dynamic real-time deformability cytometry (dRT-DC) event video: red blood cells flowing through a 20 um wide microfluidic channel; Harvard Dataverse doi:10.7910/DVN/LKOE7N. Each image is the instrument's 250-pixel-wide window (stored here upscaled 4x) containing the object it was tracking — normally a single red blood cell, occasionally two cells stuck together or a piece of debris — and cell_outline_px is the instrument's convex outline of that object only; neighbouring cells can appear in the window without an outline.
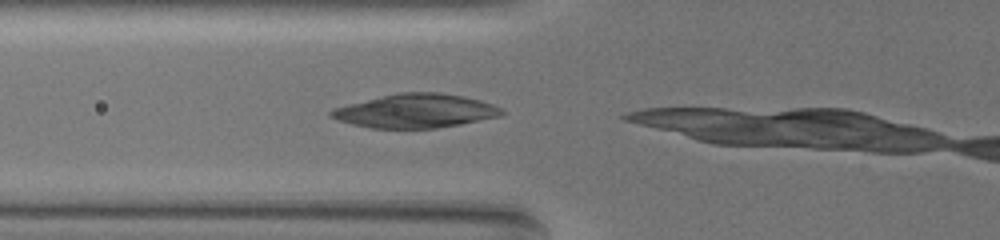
{"species": "common noctule bat (a hibernating species)", "species_latin": "Nyctalus noctula", "temperature_condition": "warm", "stored_images_in_passage": 16, "camera_frame_rate_fps": 3000, "um_per_image_px": 0.085, "animal": {"sex": "female", "body_mass_g": 19.5, "forearm_length_mm": 54.1}, "frame": {"image": 1, "passage_image": 12, "time_ms": 3.667, "image_size_px": [1000, 240], "cell_outline_px": [[504, 112], [500, 116], [460, 124], [436, 128], [372, 128], [352, 124], [328, 116], [328, 112], [332, 108], [400, 92], [436, 92], [460, 96], [480, 100], [492, 104], [500, 108]], "centroid_in_image_um": [35.3, 9.43], "position_along_channel_um": 90.5, "area_um2": 33.18}}